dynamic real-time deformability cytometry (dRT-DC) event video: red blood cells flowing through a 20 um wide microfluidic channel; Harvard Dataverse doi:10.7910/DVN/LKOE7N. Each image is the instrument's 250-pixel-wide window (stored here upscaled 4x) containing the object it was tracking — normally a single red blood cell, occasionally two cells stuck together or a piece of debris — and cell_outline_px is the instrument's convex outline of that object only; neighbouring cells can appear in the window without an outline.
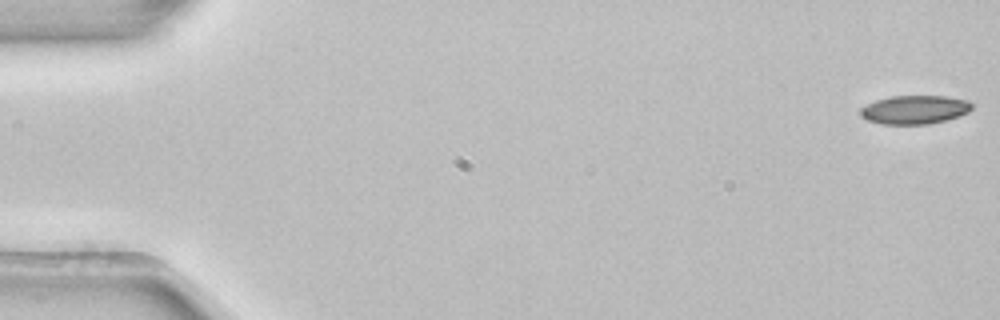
{"species": "common noctule bat (a hibernating species)", "species_latin": "Nyctalus noctula", "temperature_condition": "room temperature", "stored_images_in_passage": 4, "camera_frame_rate_fps": 3000, "um_per_image_px": 0.085, "animal": {"sex": "female", "body_mass_g": 22.7, "forearm_length_mm": 54.2}, "frame": {"image": 1, "passage_image": 1, "time_ms": 0.0, "image_size_px": [1000, 320], "cell_outline_px": [[972, 108], [968, 112], [944, 120], [928, 124], [880, 124], [868, 120], [860, 112], [860, 108], [876, 100], [892, 96], [948, 96], [968, 100], [972, 104]], "centroid_in_image_um": [77.76, 9.31], "position_along_channel_um": 7.2, "area_um2": 18.38}}
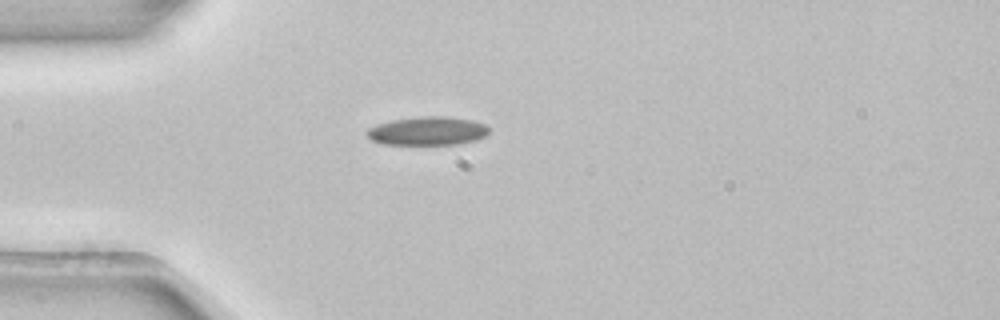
{"frame": {"image": 2, "passage_image": 4, "time_ms": 1.0, "image_size_px": [1000, 320], "cell_outline_px": [[488, 136], [456, 144], [384, 144], [372, 140], [364, 132], [368, 128], [392, 120], [420, 116], [444, 116], [472, 120], [484, 124], [488, 128]], "centroid_in_image_um": [36.34, 11.12], "position_along_channel_um": 48.7, "area_um2": 20.11}}